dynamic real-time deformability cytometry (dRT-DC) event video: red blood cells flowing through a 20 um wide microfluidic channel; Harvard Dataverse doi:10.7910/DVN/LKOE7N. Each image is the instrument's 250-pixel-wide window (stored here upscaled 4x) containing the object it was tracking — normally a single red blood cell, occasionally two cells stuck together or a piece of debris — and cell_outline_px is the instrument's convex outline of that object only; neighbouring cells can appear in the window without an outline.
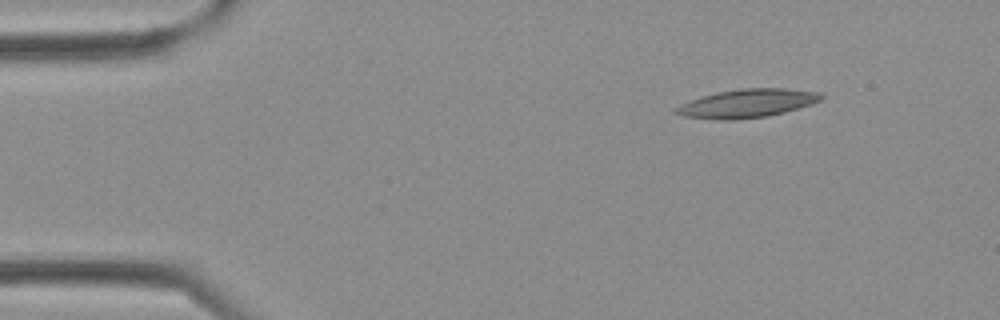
{"species": "Egyptian fruit bat (a non-hibernating species)", "species_latin": "Rousettus aegyptiacus", "temperature_condition": "cold", "stored_images_in_passage": 2, "camera_frame_rate_fps": 3000, "um_per_image_px": 0.085, "frame": {"image": 1, "passage_image": 1, "time_ms": 0.0, "image_size_px": [1000, 320], "cell_outline_px": [[824, 100], [812, 104], [784, 112], [768, 116], [732, 120], [720, 120], [684, 116], [672, 112], [672, 108], [680, 104], [716, 92], [744, 88], [784, 88], [820, 92], [824, 96]], "centroid_in_image_um": [63.53, 8.79], "position_along_channel_um": 21.5, "area_um2": 24.16}}